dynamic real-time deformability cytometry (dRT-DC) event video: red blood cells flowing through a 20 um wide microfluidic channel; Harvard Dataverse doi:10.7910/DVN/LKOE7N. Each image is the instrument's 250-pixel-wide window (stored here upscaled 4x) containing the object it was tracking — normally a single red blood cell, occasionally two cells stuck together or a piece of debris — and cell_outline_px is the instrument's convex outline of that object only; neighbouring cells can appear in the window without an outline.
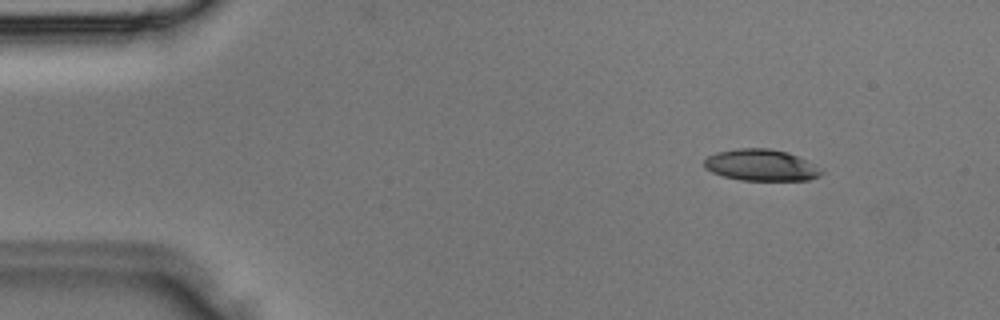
{"species": "Egyptian fruit bat (a non-hibernating species)", "species_latin": "Rousettus aegyptiacus", "temperature_condition": "room temperature", "stored_images_in_passage": 33, "camera_frame_rate_fps": 3000, "um_per_image_px": 0.085, "animal": {"sex": "male"}, "frame": {"image": 1, "passage_image": 2, "time_ms": 0.333, "image_size_px": [1000, 320], "cell_outline_px": [[824, 172], [820, 176], [808, 180], [740, 180], [724, 176], [712, 172], [704, 168], [704, 160], [708, 156], [716, 152], [736, 148], [768, 148], [788, 152], [820, 168]], "centroid_in_image_um": [64.66, 14.03], "position_along_channel_um": 20.3, "area_um2": 21.44}}
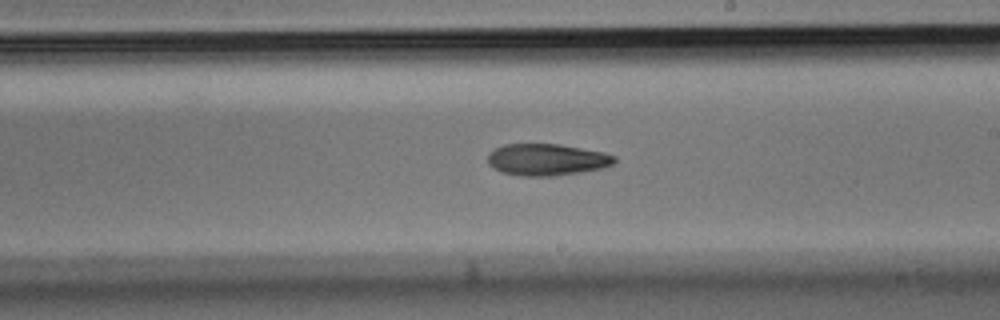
{"frame": {"image": 2, "passage_image": 18, "time_ms": 5.667, "image_size_px": [1000, 320], "cell_outline_px": [[616, 160], [612, 164], [604, 168], [580, 172], [552, 176], [524, 176], [504, 172], [492, 168], [488, 164], [488, 152], [504, 144], [560, 144], [604, 152], [616, 156]], "centroid_in_image_um": [46.48, 13.56], "position_along_channel_um": 242.5, "area_um2": 23.47}}
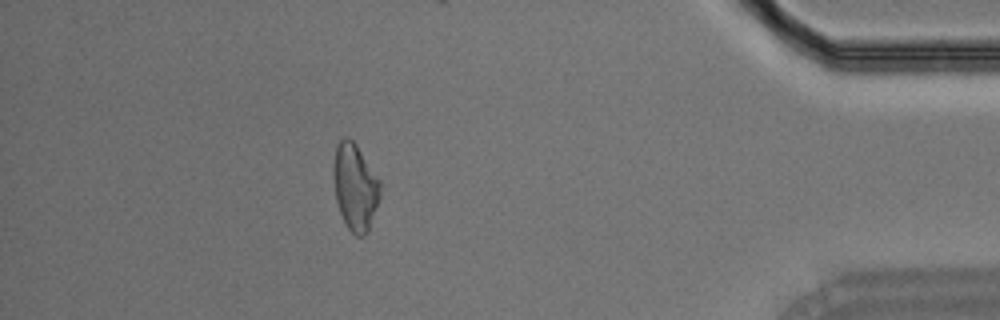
{"frame": {"image": 3, "passage_image": 29, "time_ms": 9.333, "image_size_px": [1000, 320], "cell_outline_px": [[380, 196], [368, 232], [364, 236], [356, 236], [348, 228], [340, 212], [336, 200], [332, 172], [332, 168], [336, 144], [344, 136], [348, 136], [356, 144], [380, 180]], "centroid_in_image_um": [30.17, 15.86], "position_along_channel_um": 405.0, "area_um2": 23.7}}